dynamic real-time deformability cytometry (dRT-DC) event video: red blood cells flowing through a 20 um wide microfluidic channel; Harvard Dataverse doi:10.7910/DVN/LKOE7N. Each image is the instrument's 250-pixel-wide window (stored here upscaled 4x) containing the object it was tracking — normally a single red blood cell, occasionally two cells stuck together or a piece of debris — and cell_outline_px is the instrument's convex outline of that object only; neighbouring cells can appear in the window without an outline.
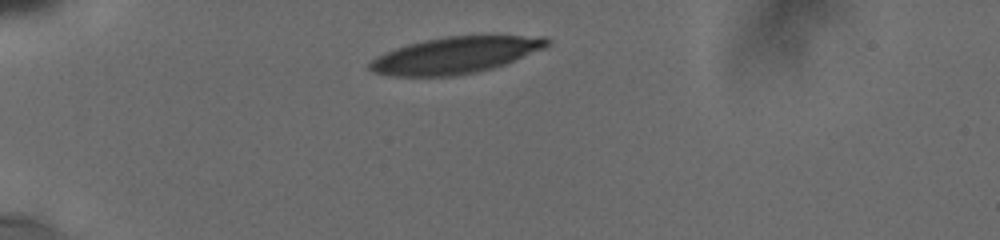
{"species": "human", "species_latin": "Homo sapiens", "temperature_condition": "cold", "stored_images_in_passage": 25, "camera_frame_rate_fps": 3000, "um_per_image_px": 0.085, "donor": {"sex": "male"}, "frame": {"image": 1, "passage_image": 5, "time_ms": 0.667, "image_size_px": [1000, 240], "cell_outline_px": [[548, 44], [544, 48], [504, 64], [492, 68], [476, 72], [452, 76], [392, 76], [376, 72], [368, 68], [368, 64], [376, 56], [384, 52], [408, 44], [424, 40], [444, 36], [544, 36], [548, 40]], "centroid_in_image_um": [38.66, 4.69], "position_along_channel_um": 46.3, "area_um2": 37.34}}
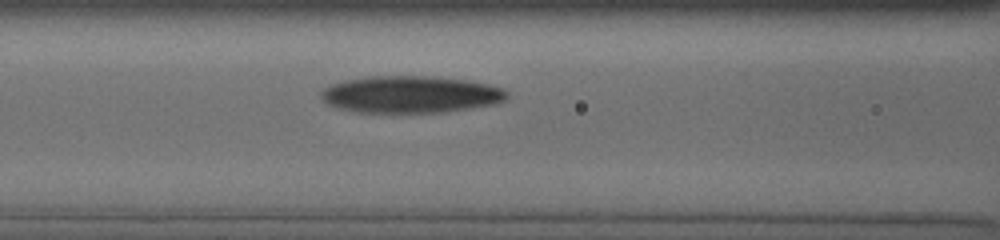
{"frame": {"image": 2, "passage_image": 24, "time_ms": 4.0, "image_size_px": [1000, 240], "cell_outline_px": [[508, 96], [504, 100], [492, 104], [472, 108], [448, 112], [360, 112], [340, 108], [328, 104], [320, 100], [320, 92], [328, 84], [344, 80], [368, 76], [424, 76], [468, 80], [488, 84], [500, 88], [508, 92]], "centroid_in_image_um": [34.85, 8.02], "position_along_channel_um": 131.7, "area_um2": 40.11}}